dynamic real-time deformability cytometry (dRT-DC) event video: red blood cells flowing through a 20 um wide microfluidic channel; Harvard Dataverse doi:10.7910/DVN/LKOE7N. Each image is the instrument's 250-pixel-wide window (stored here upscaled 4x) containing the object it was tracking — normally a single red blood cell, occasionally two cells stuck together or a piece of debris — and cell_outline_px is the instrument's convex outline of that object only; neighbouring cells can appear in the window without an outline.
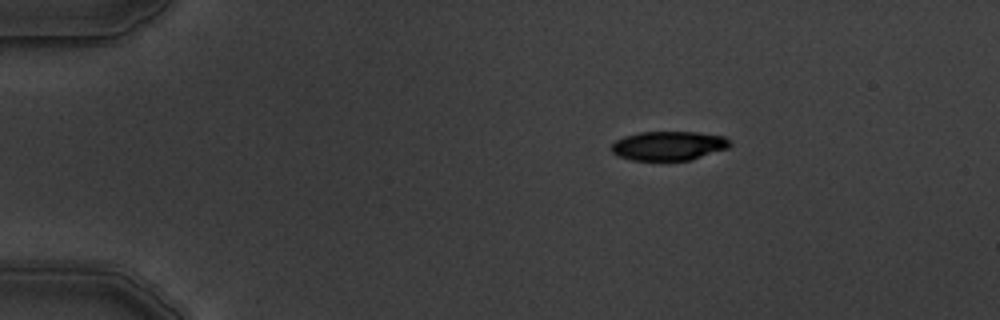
{"species": "common noctule bat (a hibernating species)", "species_latin": "Nyctalus noctula", "temperature_condition": "warm", "stored_images_in_passage": 5, "camera_frame_rate_fps": 3000, "um_per_image_px": 0.085, "animal": {"sex": "male", "body_mass_g": 19.5, "forearm_length_mm": 54.6}, "frame": {"image": 1, "passage_image": 5, "time_ms": 4.667, "image_size_px": [1000, 320], "cell_outline_px": [[732, 144], [728, 148], [688, 160], [632, 160], [620, 156], [612, 152], [612, 144], [616, 140], [624, 136], [640, 132], [696, 132], [724, 136], [732, 140]], "centroid_in_image_um": [56.86, 12.38], "position_along_channel_um": 28.1, "area_um2": 20.0}}